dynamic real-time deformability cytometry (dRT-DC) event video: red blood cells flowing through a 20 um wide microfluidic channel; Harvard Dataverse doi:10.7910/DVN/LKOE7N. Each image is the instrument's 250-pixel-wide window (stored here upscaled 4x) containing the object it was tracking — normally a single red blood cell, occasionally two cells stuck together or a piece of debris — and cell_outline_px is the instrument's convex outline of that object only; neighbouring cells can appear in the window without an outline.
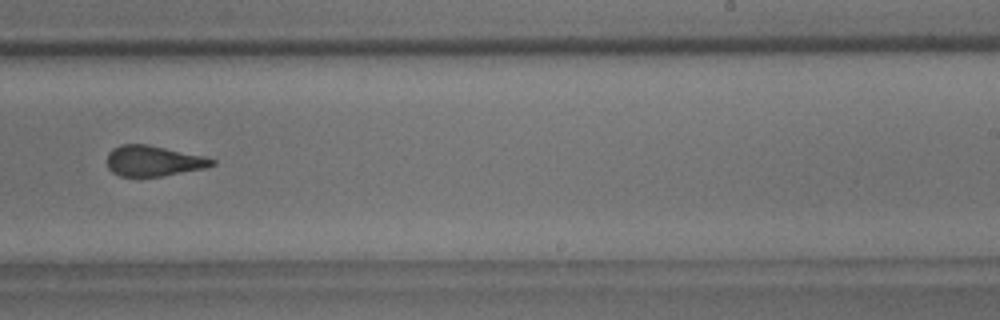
{"species": "common noctule bat (a hibernating species)", "species_latin": "Nyctalus noctula", "temperature_condition": "room temperature", "stored_images_in_passage": 10, "camera_frame_rate_fps": 3000, "um_per_image_px": 0.085, "animal": {"sex": "male", "body_mass_g": 18.8}, "frame": {"image": 1, "passage_image": 10, "time_ms": 11.0, "image_size_px": [1000, 320], "cell_outline_px": [[216, 164], [204, 168], [164, 176], [120, 176], [112, 172], [108, 168], [108, 152], [112, 148], [120, 144], [148, 144], [204, 156], [216, 160]], "centroid_in_image_um": [13.04, 13.67], "position_along_channel_um": 276.0, "area_um2": 18.73}}